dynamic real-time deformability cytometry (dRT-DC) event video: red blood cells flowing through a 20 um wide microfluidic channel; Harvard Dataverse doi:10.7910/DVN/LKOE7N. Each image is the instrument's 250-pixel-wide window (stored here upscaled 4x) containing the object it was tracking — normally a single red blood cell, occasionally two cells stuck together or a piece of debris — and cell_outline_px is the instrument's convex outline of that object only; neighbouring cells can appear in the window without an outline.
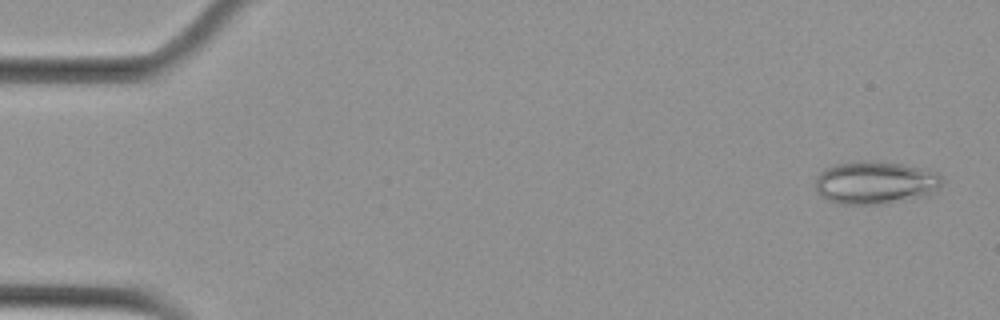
{"species": "Egyptian fruit bat (a non-hibernating species)", "species_latin": "Rousettus aegyptiacus", "temperature_condition": "cold", "stored_images_in_passage": 4, "camera_frame_rate_fps": 3000, "um_per_image_px": 0.085, "animal": {"sex": "female"}, "frame": {"image": 1, "passage_image": 1, "time_ms": 0.0, "image_size_px": [1000, 320], "cell_outline_px": [[944, 180], [936, 192], [928, 196], [876, 204], [840, 204], [828, 200], [820, 196], [816, 192], [816, 176], [824, 168], [836, 164], [852, 160], [880, 160], [928, 168], [936, 172]], "centroid_in_image_um": [74.42, 15.49], "position_along_channel_um": 10.6, "area_um2": 32.43}}